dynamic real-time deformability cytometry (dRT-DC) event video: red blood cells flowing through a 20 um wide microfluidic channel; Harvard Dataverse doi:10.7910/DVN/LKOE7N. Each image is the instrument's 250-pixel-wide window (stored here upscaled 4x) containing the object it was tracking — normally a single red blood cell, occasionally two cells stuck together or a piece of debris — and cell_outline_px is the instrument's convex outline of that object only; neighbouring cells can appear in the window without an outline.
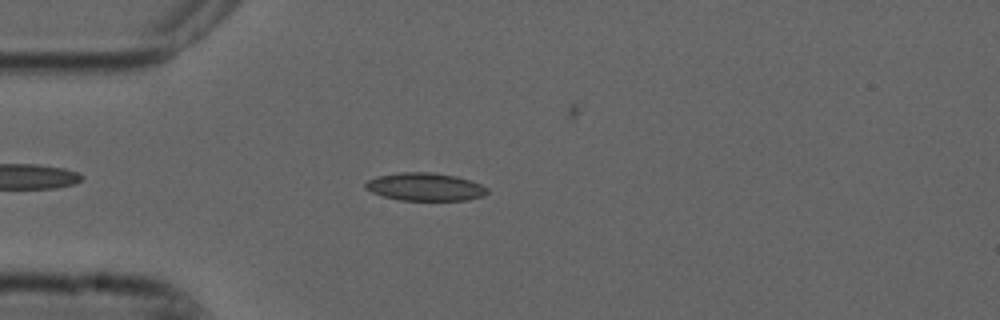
{"species": "common noctule bat (a hibernating species)", "species_latin": "Nyctalus noctula", "temperature_condition": "cold", "stored_images_in_passage": 44, "camera_frame_rate_fps": 3000, "um_per_image_px": 0.085, "animal": {"sex": "male", "forearm_length_mm": 52.5}, "frame": {"image": 1, "passage_image": 6, "time_ms": 1.667, "image_size_px": [1000, 320], "cell_outline_px": [[488, 192], [484, 196], [468, 200], [400, 200], [384, 196], [372, 192], [364, 188], [364, 184], [368, 180], [376, 176], [400, 172], [432, 172], [456, 176], [480, 184], [488, 188]], "centroid_in_image_um": [36.12, 15.88], "position_along_channel_um": 48.9, "area_um2": 19.83}}
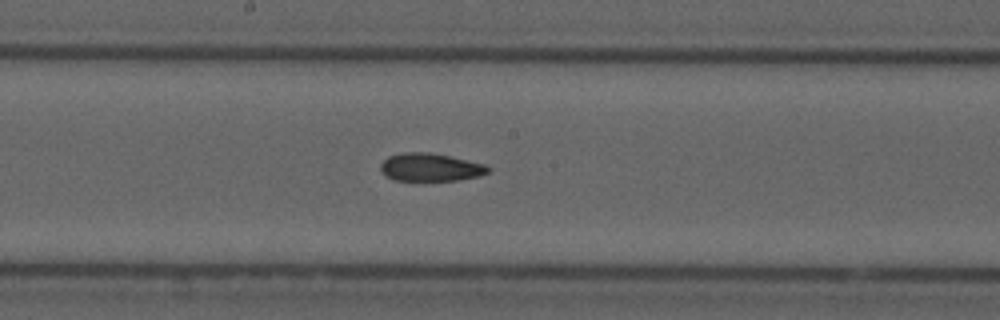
{"frame": {"image": 2, "passage_image": 20, "time_ms": 6.333, "image_size_px": [1000, 320], "cell_outline_px": [[492, 172], [480, 176], [460, 180], [392, 180], [384, 176], [380, 168], [380, 164], [388, 156], [404, 152], [432, 152], [484, 164], [492, 168]], "centroid_in_image_um": [36.6, 14.22], "position_along_channel_um": 211.6, "area_um2": 17.74}}
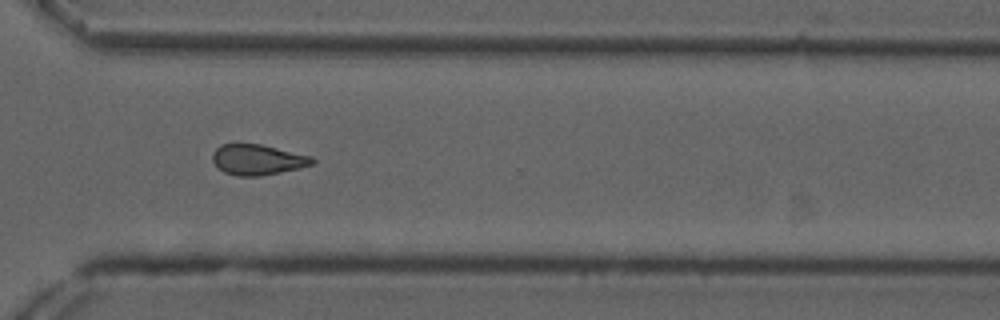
{"frame": {"image": 3, "passage_image": 31, "time_ms": 10.0, "image_size_px": [1000, 320], "cell_outline_px": [[316, 160], [312, 164], [300, 168], [260, 176], [236, 176], [224, 172], [212, 160], [212, 152], [220, 144], [260, 144], [312, 156]], "centroid_in_image_um": [21.89, 13.57], "position_along_channel_um": 348.7, "area_um2": 17.69}}